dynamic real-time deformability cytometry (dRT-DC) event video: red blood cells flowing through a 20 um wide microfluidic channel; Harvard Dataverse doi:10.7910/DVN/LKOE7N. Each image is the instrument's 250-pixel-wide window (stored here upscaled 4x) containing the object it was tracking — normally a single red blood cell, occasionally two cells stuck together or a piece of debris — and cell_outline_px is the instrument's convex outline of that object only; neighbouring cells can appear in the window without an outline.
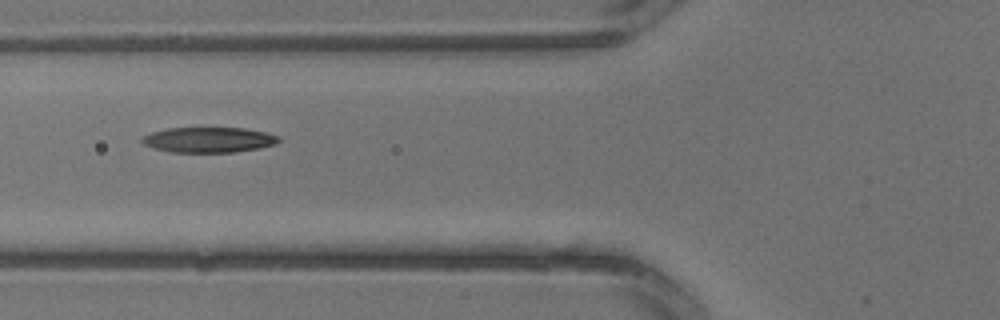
{"species": "common noctule bat (a hibernating species)", "species_latin": "Nyctalus noctula", "temperature_condition": "warm", "stored_images_in_passage": 2, "camera_frame_rate_fps": 3000, "um_per_image_px": 0.085, "animal": {"sex": "male", "body_mass_g": 13.3}, "frame": {"image": 1, "passage_image": 2, "time_ms": 0.333, "image_size_px": [1000, 320], "cell_outline_px": [[280, 140], [276, 144], [260, 148], [236, 152], [172, 152], [156, 148], [144, 144], [140, 140], [140, 136], [152, 132], [168, 128], [244, 128], [264, 132], [280, 136]], "centroid_in_image_um": [17.75, 11.88], "position_along_channel_um": 108.1, "area_um2": 20.17}}